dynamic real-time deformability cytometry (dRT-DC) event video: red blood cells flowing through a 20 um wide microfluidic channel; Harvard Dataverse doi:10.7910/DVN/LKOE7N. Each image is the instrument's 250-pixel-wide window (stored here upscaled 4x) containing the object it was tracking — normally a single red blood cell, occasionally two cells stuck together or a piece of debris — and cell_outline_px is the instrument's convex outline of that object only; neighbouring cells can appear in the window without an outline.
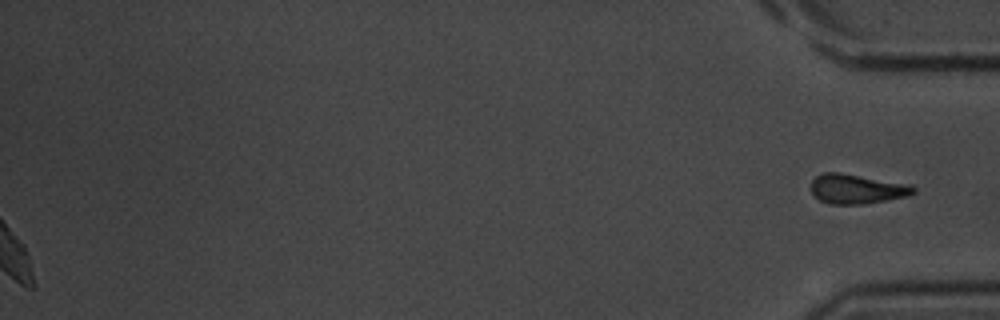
{"species": "common noctule bat (a hibernating species)", "species_latin": "Nyctalus noctula", "temperature_condition": "room temperature", "stored_images_in_passage": 39, "segment_of_instrument_passage": [2, 2], "camera_frame_rate_fps": 3000, "um_per_image_px": 0.085, "animal": {"sex": "male", "body_mass_g": 20.1, "forearm_length_mm": 53.5}, "frame": {"image": 1, "passage_image": 39, "time_ms": 12.667, "image_size_px": [1000, 320], "cell_outline_px": [[916, 192], [908, 196], [864, 204], [828, 204], [820, 200], [812, 192], [812, 180], [816, 176], [824, 172], [840, 172], [912, 184], [916, 188]], "centroid_in_image_um": [72.87, 16.05], "position_along_channel_um": 362.3, "area_um2": 17.8}}